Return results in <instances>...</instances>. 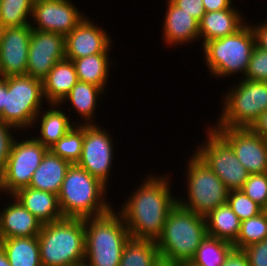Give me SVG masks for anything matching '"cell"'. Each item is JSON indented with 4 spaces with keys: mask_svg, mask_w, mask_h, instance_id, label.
Here are the masks:
<instances>
[{
    "mask_svg": "<svg viewBox=\"0 0 267 266\" xmlns=\"http://www.w3.org/2000/svg\"><path fill=\"white\" fill-rule=\"evenodd\" d=\"M163 176V177H162ZM150 175L132 192L118 212L131 238L156 241L163 233L170 210L177 204L168 176Z\"/></svg>",
    "mask_w": 267,
    "mask_h": 266,
    "instance_id": "cell-1",
    "label": "cell"
},
{
    "mask_svg": "<svg viewBox=\"0 0 267 266\" xmlns=\"http://www.w3.org/2000/svg\"><path fill=\"white\" fill-rule=\"evenodd\" d=\"M108 186L86 170L72 164L64 177L58 201L67 218H92L105 215L113 208L105 199Z\"/></svg>",
    "mask_w": 267,
    "mask_h": 266,
    "instance_id": "cell-2",
    "label": "cell"
},
{
    "mask_svg": "<svg viewBox=\"0 0 267 266\" xmlns=\"http://www.w3.org/2000/svg\"><path fill=\"white\" fill-rule=\"evenodd\" d=\"M37 238L42 266L84 265V219L64 217L43 224Z\"/></svg>",
    "mask_w": 267,
    "mask_h": 266,
    "instance_id": "cell-3",
    "label": "cell"
},
{
    "mask_svg": "<svg viewBox=\"0 0 267 266\" xmlns=\"http://www.w3.org/2000/svg\"><path fill=\"white\" fill-rule=\"evenodd\" d=\"M84 266H119L131 238L121 215L113 208L99 217L85 218Z\"/></svg>",
    "mask_w": 267,
    "mask_h": 266,
    "instance_id": "cell-4",
    "label": "cell"
},
{
    "mask_svg": "<svg viewBox=\"0 0 267 266\" xmlns=\"http://www.w3.org/2000/svg\"><path fill=\"white\" fill-rule=\"evenodd\" d=\"M207 235L206 219L178 203L170 210L156 240L159 254L176 262L190 261Z\"/></svg>",
    "mask_w": 267,
    "mask_h": 266,
    "instance_id": "cell-5",
    "label": "cell"
},
{
    "mask_svg": "<svg viewBox=\"0 0 267 266\" xmlns=\"http://www.w3.org/2000/svg\"><path fill=\"white\" fill-rule=\"evenodd\" d=\"M255 47V34L251 24L247 23L232 35L202 45L208 70L216 78L237 75L239 72L245 76Z\"/></svg>",
    "mask_w": 267,
    "mask_h": 266,
    "instance_id": "cell-6",
    "label": "cell"
},
{
    "mask_svg": "<svg viewBox=\"0 0 267 266\" xmlns=\"http://www.w3.org/2000/svg\"><path fill=\"white\" fill-rule=\"evenodd\" d=\"M43 100L42 80L28 75L5 77V100L0 120L18 131L32 128Z\"/></svg>",
    "mask_w": 267,
    "mask_h": 266,
    "instance_id": "cell-7",
    "label": "cell"
},
{
    "mask_svg": "<svg viewBox=\"0 0 267 266\" xmlns=\"http://www.w3.org/2000/svg\"><path fill=\"white\" fill-rule=\"evenodd\" d=\"M223 98V110L212 127L250 128L267 110V82L242 79Z\"/></svg>",
    "mask_w": 267,
    "mask_h": 266,
    "instance_id": "cell-8",
    "label": "cell"
},
{
    "mask_svg": "<svg viewBox=\"0 0 267 266\" xmlns=\"http://www.w3.org/2000/svg\"><path fill=\"white\" fill-rule=\"evenodd\" d=\"M187 164L186 180L188 200L177 203L198 215L207 216L220 205L227 203L228 193L221 179L194 153Z\"/></svg>",
    "mask_w": 267,
    "mask_h": 266,
    "instance_id": "cell-9",
    "label": "cell"
},
{
    "mask_svg": "<svg viewBox=\"0 0 267 266\" xmlns=\"http://www.w3.org/2000/svg\"><path fill=\"white\" fill-rule=\"evenodd\" d=\"M207 142L195 150V154L221 179L227 190H241L249 173L239 162L231 145L211 126Z\"/></svg>",
    "mask_w": 267,
    "mask_h": 266,
    "instance_id": "cell-10",
    "label": "cell"
},
{
    "mask_svg": "<svg viewBox=\"0 0 267 266\" xmlns=\"http://www.w3.org/2000/svg\"><path fill=\"white\" fill-rule=\"evenodd\" d=\"M49 149L34 136L22 141L14 139L4 170L0 173V192L9 195L28 187L33 173Z\"/></svg>",
    "mask_w": 267,
    "mask_h": 266,
    "instance_id": "cell-11",
    "label": "cell"
},
{
    "mask_svg": "<svg viewBox=\"0 0 267 266\" xmlns=\"http://www.w3.org/2000/svg\"><path fill=\"white\" fill-rule=\"evenodd\" d=\"M105 128L83 124L82 153L77 166L107 186L113 161V141Z\"/></svg>",
    "mask_w": 267,
    "mask_h": 266,
    "instance_id": "cell-12",
    "label": "cell"
},
{
    "mask_svg": "<svg viewBox=\"0 0 267 266\" xmlns=\"http://www.w3.org/2000/svg\"><path fill=\"white\" fill-rule=\"evenodd\" d=\"M213 128L231 145L249 174L267 173V139L250 128Z\"/></svg>",
    "mask_w": 267,
    "mask_h": 266,
    "instance_id": "cell-13",
    "label": "cell"
},
{
    "mask_svg": "<svg viewBox=\"0 0 267 266\" xmlns=\"http://www.w3.org/2000/svg\"><path fill=\"white\" fill-rule=\"evenodd\" d=\"M84 14L70 0H36L33 5V30L68 35L83 19ZM34 25V26H33Z\"/></svg>",
    "mask_w": 267,
    "mask_h": 266,
    "instance_id": "cell-14",
    "label": "cell"
},
{
    "mask_svg": "<svg viewBox=\"0 0 267 266\" xmlns=\"http://www.w3.org/2000/svg\"><path fill=\"white\" fill-rule=\"evenodd\" d=\"M64 59V35L32 29L26 75L43 80L54 65Z\"/></svg>",
    "mask_w": 267,
    "mask_h": 266,
    "instance_id": "cell-15",
    "label": "cell"
},
{
    "mask_svg": "<svg viewBox=\"0 0 267 266\" xmlns=\"http://www.w3.org/2000/svg\"><path fill=\"white\" fill-rule=\"evenodd\" d=\"M31 25L0 29V77L26 75Z\"/></svg>",
    "mask_w": 267,
    "mask_h": 266,
    "instance_id": "cell-16",
    "label": "cell"
},
{
    "mask_svg": "<svg viewBox=\"0 0 267 266\" xmlns=\"http://www.w3.org/2000/svg\"><path fill=\"white\" fill-rule=\"evenodd\" d=\"M86 17L65 36V59L67 60L110 51L112 39L109 34Z\"/></svg>",
    "mask_w": 267,
    "mask_h": 266,
    "instance_id": "cell-17",
    "label": "cell"
},
{
    "mask_svg": "<svg viewBox=\"0 0 267 266\" xmlns=\"http://www.w3.org/2000/svg\"><path fill=\"white\" fill-rule=\"evenodd\" d=\"M13 198L0 212V239L38 236L43 224Z\"/></svg>",
    "mask_w": 267,
    "mask_h": 266,
    "instance_id": "cell-18",
    "label": "cell"
},
{
    "mask_svg": "<svg viewBox=\"0 0 267 266\" xmlns=\"http://www.w3.org/2000/svg\"><path fill=\"white\" fill-rule=\"evenodd\" d=\"M166 2L168 5L164 26H162L164 43L173 47L196 41L199 38V22L190 14L182 11L171 0H166Z\"/></svg>",
    "mask_w": 267,
    "mask_h": 266,
    "instance_id": "cell-19",
    "label": "cell"
},
{
    "mask_svg": "<svg viewBox=\"0 0 267 266\" xmlns=\"http://www.w3.org/2000/svg\"><path fill=\"white\" fill-rule=\"evenodd\" d=\"M15 197L42 224H48L64 218L58 201V195L32 187L17 190Z\"/></svg>",
    "mask_w": 267,
    "mask_h": 266,
    "instance_id": "cell-20",
    "label": "cell"
},
{
    "mask_svg": "<svg viewBox=\"0 0 267 266\" xmlns=\"http://www.w3.org/2000/svg\"><path fill=\"white\" fill-rule=\"evenodd\" d=\"M244 20L238 9L205 12L199 22V38L204 44L207 41L232 35L246 24Z\"/></svg>",
    "mask_w": 267,
    "mask_h": 266,
    "instance_id": "cell-21",
    "label": "cell"
},
{
    "mask_svg": "<svg viewBox=\"0 0 267 266\" xmlns=\"http://www.w3.org/2000/svg\"><path fill=\"white\" fill-rule=\"evenodd\" d=\"M71 165L70 162L48 150L33 173L29 187L58 195Z\"/></svg>",
    "mask_w": 267,
    "mask_h": 266,
    "instance_id": "cell-22",
    "label": "cell"
},
{
    "mask_svg": "<svg viewBox=\"0 0 267 266\" xmlns=\"http://www.w3.org/2000/svg\"><path fill=\"white\" fill-rule=\"evenodd\" d=\"M74 63L71 60L57 62L42 80L45 101L49 104H60L72 87L78 82Z\"/></svg>",
    "mask_w": 267,
    "mask_h": 266,
    "instance_id": "cell-23",
    "label": "cell"
},
{
    "mask_svg": "<svg viewBox=\"0 0 267 266\" xmlns=\"http://www.w3.org/2000/svg\"><path fill=\"white\" fill-rule=\"evenodd\" d=\"M49 106L54 108H50L47 111H42L43 113L40 111L34 120V125L39 120L41 121L39 125L41 136L34 138L38 142H41L48 149L52 145H54L61 137L65 136L67 132L73 127V125H75L72 121H70L71 118H69L63 111L58 108L60 107L59 104H50Z\"/></svg>",
    "mask_w": 267,
    "mask_h": 266,
    "instance_id": "cell-24",
    "label": "cell"
},
{
    "mask_svg": "<svg viewBox=\"0 0 267 266\" xmlns=\"http://www.w3.org/2000/svg\"><path fill=\"white\" fill-rule=\"evenodd\" d=\"M102 93L104 94V89L100 88L91 83H86L82 81H78L70 90L68 95L62 100L59 104L63 105V102L70 101L76 113L83 118L85 125L95 124V120H93V116L95 117L96 113V104L101 98Z\"/></svg>",
    "mask_w": 267,
    "mask_h": 266,
    "instance_id": "cell-25",
    "label": "cell"
},
{
    "mask_svg": "<svg viewBox=\"0 0 267 266\" xmlns=\"http://www.w3.org/2000/svg\"><path fill=\"white\" fill-rule=\"evenodd\" d=\"M11 266H42L37 236L0 239Z\"/></svg>",
    "mask_w": 267,
    "mask_h": 266,
    "instance_id": "cell-26",
    "label": "cell"
},
{
    "mask_svg": "<svg viewBox=\"0 0 267 266\" xmlns=\"http://www.w3.org/2000/svg\"><path fill=\"white\" fill-rule=\"evenodd\" d=\"M206 219L207 235L219 238L230 243L237 240L241 220L233 212L228 203L220 205L211 211Z\"/></svg>",
    "mask_w": 267,
    "mask_h": 266,
    "instance_id": "cell-27",
    "label": "cell"
},
{
    "mask_svg": "<svg viewBox=\"0 0 267 266\" xmlns=\"http://www.w3.org/2000/svg\"><path fill=\"white\" fill-rule=\"evenodd\" d=\"M108 56L109 53H98L71 60L74 63L78 80L105 89L112 64Z\"/></svg>",
    "mask_w": 267,
    "mask_h": 266,
    "instance_id": "cell-28",
    "label": "cell"
},
{
    "mask_svg": "<svg viewBox=\"0 0 267 266\" xmlns=\"http://www.w3.org/2000/svg\"><path fill=\"white\" fill-rule=\"evenodd\" d=\"M234 249L232 243L206 235L190 261L197 266H222Z\"/></svg>",
    "mask_w": 267,
    "mask_h": 266,
    "instance_id": "cell-29",
    "label": "cell"
},
{
    "mask_svg": "<svg viewBox=\"0 0 267 266\" xmlns=\"http://www.w3.org/2000/svg\"><path fill=\"white\" fill-rule=\"evenodd\" d=\"M159 255L156 241L130 238L119 266H151Z\"/></svg>",
    "mask_w": 267,
    "mask_h": 266,
    "instance_id": "cell-30",
    "label": "cell"
},
{
    "mask_svg": "<svg viewBox=\"0 0 267 266\" xmlns=\"http://www.w3.org/2000/svg\"><path fill=\"white\" fill-rule=\"evenodd\" d=\"M34 2L35 0H1L0 29L32 24L29 19L32 18Z\"/></svg>",
    "mask_w": 267,
    "mask_h": 266,
    "instance_id": "cell-31",
    "label": "cell"
},
{
    "mask_svg": "<svg viewBox=\"0 0 267 266\" xmlns=\"http://www.w3.org/2000/svg\"><path fill=\"white\" fill-rule=\"evenodd\" d=\"M75 123L65 136L61 137L49 148L54 155L71 164H77L81 157L83 146V124H78V121Z\"/></svg>",
    "mask_w": 267,
    "mask_h": 266,
    "instance_id": "cell-32",
    "label": "cell"
},
{
    "mask_svg": "<svg viewBox=\"0 0 267 266\" xmlns=\"http://www.w3.org/2000/svg\"><path fill=\"white\" fill-rule=\"evenodd\" d=\"M267 238V210L258 215L241 221L239 235L233 243L236 250L259 243Z\"/></svg>",
    "mask_w": 267,
    "mask_h": 266,
    "instance_id": "cell-33",
    "label": "cell"
},
{
    "mask_svg": "<svg viewBox=\"0 0 267 266\" xmlns=\"http://www.w3.org/2000/svg\"><path fill=\"white\" fill-rule=\"evenodd\" d=\"M227 203L241 221L254 217L264 210L242 190L230 191L228 193Z\"/></svg>",
    "mask_w": 267,
    "mask_h": 266,
    "instance_id": "cell-34",
    "label": "cell"
},
{
    "mask_svg": "<svg viewBox=\"0 0 267 266\" xmlns=\"http://www.w3.org/2000/svg\"><path fill=\"white\" fill-rule=\"evenodd\" d=\"M241 190L252 201L267 210V173L249 174Z\"/></svg>",
    "mask_w": 267,
    "mask_h": 266,
    "instance_id": "cell-35",
    "label": "cell"
},
{
    "mask_svg": "<svg viewBox=\"0 0 267 266\" xmlns=\"http://www.w3.org/2000/svg\"><path fill=\"white\" fill-rule=\"evenodd\" d=\"M247 80L267 82V52L257 46L253 49L245 76Z\"/></svg>",
    "mask_w": 267,
    "mask_h": 266,
    "instance_id": "cell-36",
    "label": "cell"
},
{
    "mask_svg": "<svg viewBox=\"0 0 267 266\" xmlns=\"http://www.w3.org/2000/svg\"><path fill=\"white\" fill-rule=\"evenodd\" d=\"M13 129L17 130L14 126L0 120V173L4 170L10 154L11 145L14 140L12 135Z\"/></svg>",
    "mask_w": 267,
    "mask_h": 266,
    "instance_id": "cell-37",
    "label": "cell"
},
{
    "mask_svg": "<svg viewBox=\"0 0 267 266\" xmlns=\"http://www.w3.org/2000/svg\"><path fill=\"white\" fill-rule=\"evenodd\" d=\"M250 266H267V238L242 249Z\"/></svg>",
    "mask_w": 267,
    "mask_h": 266,
    "instance_id": "cell-38",
    "label": "cell"
},
{
    "mask_svg": "<svg viewBox=\"0 0 267 266\" xmlns=\"http://www.w3.org/2000/svg\"><path fill=\"white\" fill-rule=\"evenodd\" d=\"M176 6L200 22L205 14L203 0H171Z\"/></svg>",
    "mask_w": 267,
    "mask_h": 266,
    "instance_id": "cell-39",
    "label": "cell"
},
{
    "mask_svg": "<svg viewBox=\"0 0 267 266\" xmlns=\"http://www.w3.org/2000/svg\"><path fill=\"white\" fill-rule=\"evenodd\" d=\"M255 34L256 46L267 52V19L263 23L257 25H251Z\"/></svg>",
    "mask_w": 267,
    "mask_h": 266,
    "instance_id": "cell-40",
    "label": "cell"
},
{
    "mask_svg": "<svg viewBox=\"0 0 267 266\" xmlns=\"http://www.w3.org/2000/svg\"><path fill=\"white\" fill-rule=\"evenodd\" d=\"M232 0H203L205 12H212L224 9H235L232 7Z\"/></svg>",
    "mask_w": 267,
    "mask_h": 266,
    "instance_id": "cell-41",
    "label": "cell"
},
{
    "mask_svg": "<svg viewBox=\"0 0 267 266\" xmlns=\"http://www.w3.org/2000/svg\"><path fill=\"white\" fill-rule=\"evenodd\" d=\"M222 266H250L242 250L234 249Z\"/></svg>",
    "mask_w": 267,
    "mask_h": 266,
    "instance_id": "cell-42",
    "label": "cell"
},
{
    "mask_svg": "<svg viewBox=\"0 0 267 266\" xmlns=\"http://www.w3.org/2000/svg\"><path fill=\"white\" fill-rule=\"evenodd\" d=\"M250 129L264 139H267V110L260 114Z\"/></svg>",
    "mask_w": 267,
    "mask_h": 266,
    "instance_id": "cell-43",
    "label": "cell"
},
{
    "mask_svg": "<svg viewBox=\"0 0 267 266\" xmlns=\"http://www.w3.org/2000/svg\"><path fill=\"white\" fill-rule=\"evenodd\" d=\"M151 266H179V262L159 255Z\"/></svg>",
    "mask_w": 267,
    "mask_h": 266,
    "instance_id": "cell-44",
    "label": "cell"
},
{
    "mask_svg": "<svg viewBox=\"0 0 267 266\" xmlns=\"http://www.w3.org/2000/svg\"><path fill=\"white\" fill-rule=\"evenodd\" d=\"M5 100V77H0V113L4 108Z\"/></svg>",
    "mask_w": 267,
    "mask_h": 266,
    "instance_id": "cell-45",
    "label": "cell"
},
{
    "mask_svg": "<svg viewBox=\"0 0 267 266\" xmlns=\"http://www.w3.org/2000/svg\"><path fill=\"white\" fill-rule=\"evenodd\" d=\"M0 266H11L9 260L7 259V255L5 250L0 245Z\"/></svg>",
    "mask_w": 267,
    "mask_h": 266,
    "instance_id": "cell-46",
    "label": "cell"
},
{
    "mask_svg": "<svg viewBox=\"0 0 267 266\" xmlns=\"http://www.w3.org/2000/svg\"><path fill=\"white\" fill-rule=\"evenodd\" d=\"M179 266H197L191 261H183L179 263Z\"/></svg>",
    "mask_w": 267,
    "mask_h": 266,
    "instance_id": "cell-47",
    "label": "cell"
}]
</instances>
